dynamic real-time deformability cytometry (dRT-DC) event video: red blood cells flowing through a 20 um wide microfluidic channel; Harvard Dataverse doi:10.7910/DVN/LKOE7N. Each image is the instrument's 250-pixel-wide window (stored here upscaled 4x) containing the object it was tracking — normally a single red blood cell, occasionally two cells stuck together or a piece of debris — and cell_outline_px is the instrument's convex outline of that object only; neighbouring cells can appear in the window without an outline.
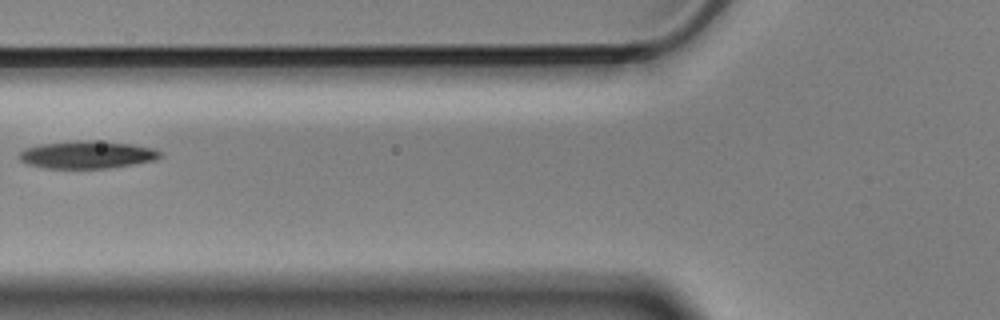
{"species": "Egyptian fruit bat (a non-hibernating species)", "species_latin": "Rousettus aegyptiacus", "temperature_condition": "cold", "stored_images_in_passage": 3, "camera_frame_rate_fps": 3000, "um_per_image_px": 0.085, "animal": {"sex": "male"}, "frame": {"image": 1, "passage_image": 3, "time_ms": 0.667, "image_size_px": [1000, 320], "cell_outline_px": [[164, 156], [156, 160], [108, 168], [44, 168], [28, 164], [20, 160], [20, 152], [24, 148], [40, 144], [76, 140], [96, 140], [132, 144], [152, 148], [160, 152]], "centroid_in_image_um": [7.41, 13.14], "position_along_channel_um": 118.4, "area_um2": 22.72}}